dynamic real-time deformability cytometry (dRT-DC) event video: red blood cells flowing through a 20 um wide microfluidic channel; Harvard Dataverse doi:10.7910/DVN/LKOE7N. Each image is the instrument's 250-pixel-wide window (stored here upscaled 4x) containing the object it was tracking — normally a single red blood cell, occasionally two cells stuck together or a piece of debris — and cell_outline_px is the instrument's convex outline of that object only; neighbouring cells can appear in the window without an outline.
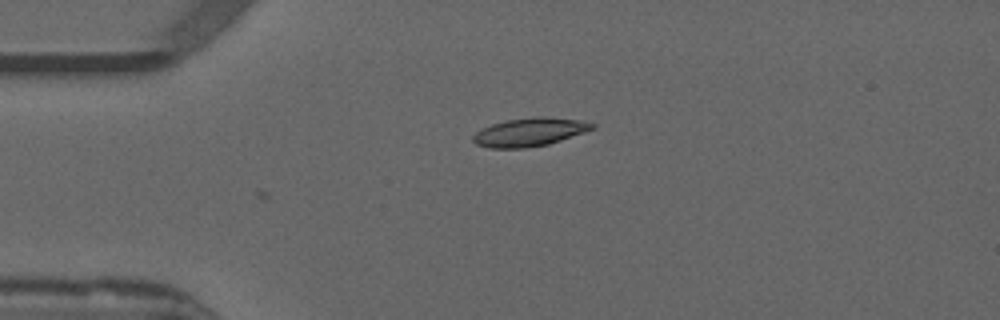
{"species": "common noctule bat (a hibernating species)", "species_latin": "Nyctalus noctula", "temperature_condition": "warm", "stored_images_in_passage": 24, "camera_frame_rate_fps": 3000, "um_per_image_px": 0.085, "animal": {"sex": "male", "forearm_length_mm": 52.5}, "frame": {"image": 1, "passage_image": 1, "time_ms": 0.0, "image_size_px": [1000, 320], "cell_outline_px": [[596, 128], [548, 144], [524, 148], [488, 148], [476, 144], [472, 140], [472, 136], [476, 132], [492, 124], [508, 120], [536, 116], [544, 116], [580, 120], [596, 124]], "centroid_in_image_um": [45.02, 11.22], "position_along_channel_um": 40.0, "area_um2": 19.59}}
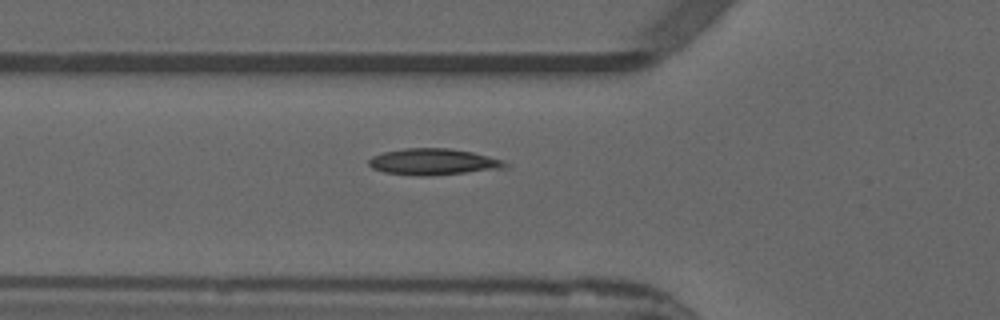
{"frame": {"image": 2, "passage_image": 7, "time_ms": 2.0, "image_size_px": [1000, 320], "cell_outline_px": [[508, 168], [428, 176], [416, 176], [384, 172], [372, 168], [368, 164], [368, 160], [372, 156], [384, 152], [404, 148], [448, 148], [472, 152], [504, 160], [508, 164]], "centroid_in_image_um": [36.83, 13.76], "position_along_channel_um": 89.0, "area_um2": 21.04}}
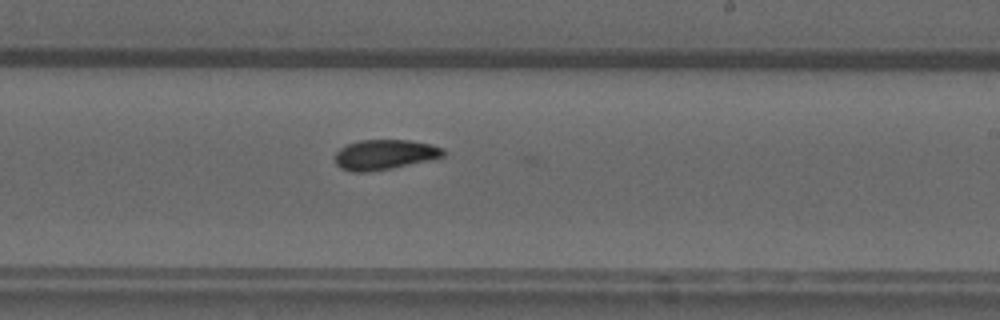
{"frame": {"image": 3, "passage_image": 20, "time_ms": 6.333, "image_size_px": [1000, 320], "cell_outline_px": [[444, 156], [392, 168], [368, 172], [352, 172], [340, 168], [336, 164], [332, 156], [340, 148], [348, 144], [360, 140], [408, 140], [432, 144], [444, 148]], "centroid_in_image_um": [32.64, 13.14], "position_along_channel_um": 256.4, "area_um2": 19.02}}